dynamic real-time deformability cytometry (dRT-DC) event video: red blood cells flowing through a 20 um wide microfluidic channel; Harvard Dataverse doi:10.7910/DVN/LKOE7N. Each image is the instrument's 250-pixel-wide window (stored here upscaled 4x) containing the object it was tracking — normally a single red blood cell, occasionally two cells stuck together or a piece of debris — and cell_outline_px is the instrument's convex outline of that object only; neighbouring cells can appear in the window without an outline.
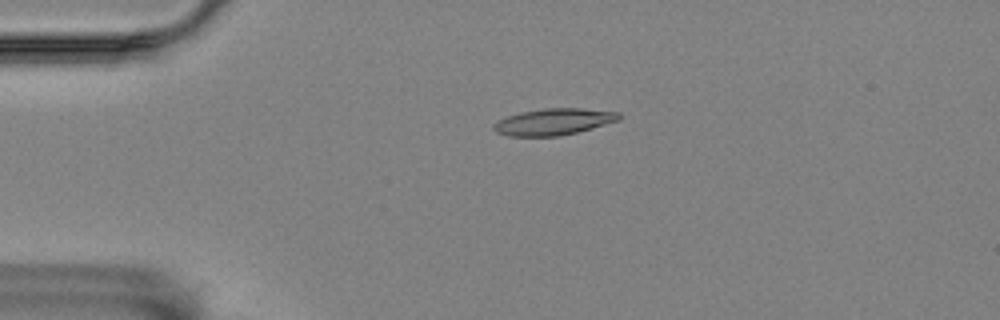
{"species": "Egyptian fruit bat (a non-hibernating species)", "species_latin": "Rousettus aegyptiacus", "temperature_condition": "room temperature", "stored_images_in_passage": 4, "camera_frame_rate_fps": 3000, "um_per_image_px": 0.085, "animal": {"sex": "female"}, "frame": {"image": 1, "passage_image": 3, "time_ms": 0.667, "image_size_px": [1000, 320], "cell_outline_px": [[620, 120], [576, 132], [560, 136], [508, 136], [496, 132], [492, 128], [492, 124], [508, 116], [520, 112], [544, 108], [580, 108], [620, 112]], "centroid_in_image_um": [47.04, 10.35], "position_along_channel_um": 38.0, "area_um2": 19.31}}